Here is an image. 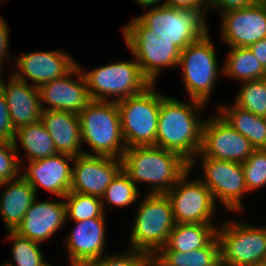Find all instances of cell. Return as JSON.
Instances as JSON below:
<instances>
[{
    "label": "cell",
    "mask_w": 266,
    "mask_h": 266,
    "mask_svg": "<svg viewBox=\"0 0 266 266\" xmlns=\"http://www.w3.org/2000/svg\"><path fill=\"white\" fill-rule=\"evenodd\" d=\"M87 266H152V257L148 253L129 248V251L123 254L105 253Z\"/></svg>",
    "instance_id": "cell-34"
},
{
    "label": "cell",
    "mask_w": 266,
    "mask_h": 266,
    "mask_svg": "<svg viewBox=\"0 0 266 266\" xmlns=\"http://www.w3.org/2000/svg\"><path fill=\"white\" fill-rule=\"evenodd\" d=\"M13 144L18 153V144L26 150L27 161H34L58 154L51 135L39 120L15 130Z\"/></svg>",
    "instance_id": "cell-27"
},
{
    "label": "cell",
    "mask_w": 266,
    "mask_h": 266,
    "mask_svg": "<svg viewBox=\"0 0 266 266\" xmlns=\"http://www.w3.org/2000/svg\"><path fill=\"white\" fill-rule=\"evenodd\" d=\"M154 87L155 84H151L143 92L117 102L127 148L156 146L160 104L166 95Z\"/></svg>",
    "instance_id": "cell-7"
},
{
    "label": "cell",
    "mask_w": 266,
    "mask_h": 266,
    "mask_svg": "<svg viewBox=\"0 0 266 266\" xmlns=\"http://www.w3.org/2000/svg\"><path fill=\"white\" fill-rule=\"evenodd\" d=\"M40 121L51 135L58 153L73 157L84 154L78 114L60 110H44Z\"/></svg>",
    "instance_id": "cell-22"
},
{
    "label": "cell",
    "mask_w": 266,
    "mask_h": 266,
    "mask_svg": "<svg viewBox=\"0 0 266 266\" xmlns=\"http://www.w3.org/2000/svg\"><path fill=\"white\" fill-rule=\"evenodd\" d=\"M67 221H83L91 218H105V211L100 197L69 192L64 198Z\"/></svg>",
    "instance_id": "cell-29"
},
{
    "label": "cell",
    "mask_w": 266,
    "mask_h": 266,
    "mask_svg": "<svg viewBox=\"0 0 266 266\" xmlns=\"http://www.w3.org/2000/svg\"><path fill=\"white\" fill-rule=\"evenodd\" d=\"M209 31L181 50L178 67H181L184 87L189 99L205 104L223 68L218 67L215 48Z\"/></svg>",
    "instance_id": "cell-9"
},
{
    "label": "cell",
    "mask_w": 266,
    "mask_h": 266,
    "mask_svg": "<svg viewBox=\"0 0 266 266\" xmlns=\"http://www.w3.org/2000/svg\"><path fill=\"white\" fill-rule=\"evenodd\" d=\"M75 157L56 154L50 157L28 161L20 176L27 181L38 195V187L49 191L56 198H64L71 189L72 166Z\"/></svg>",
    "instance_id": "cell-18"
},
{
    "label": "cell",
    "mask_w": 266,
    "mask_h": 266,
    "mask_svg": "<svg viewBox=\"0 0 266 266\" xmlns=\"http://www.w3.org/2000/svg\"><path fill=\"white\" fill-rule=\"evenodd\" d=\"M223 220L217 224L220 262L229 266H263L266 261V226Z\"/></svg>",
    "instance_id": "cell-8"
},
{
    "label": "cell",
    "mask_w": 266,
    "mask_h": 266,
    "mask_svg": "<svg viewBox=\"0 0 266 266\" xmlns=\"http://www.w3.org/2000/svg\"><path fill=\"white\" fill-rule=\"evenodd\" d=\"M65 239L70 266H87L105 255L106 218L77 221Z\"/></svg>",
    "instance_id": "cell-19"
},
{
    "label": "cell",
    "mask_w": 266,
    "mask_h": 266,
    "mask_svg": "<svg viewBox=\"0 0 266 266\" xmlns=\"http://www.w3.org/2000/svg\"><path fill=\"white\" fill-rule=\"evenodd\" d=\"M0 266H11V265H10V263L6 262V263H4V264H2Z\"/></svg>",
    "instance_id": "cell-43"
},
{
    "label": "cell",
    "mask_w": 266,
    "mask_h": 266,
    "mask_svg": "<svg viewBox=\"0 0 266 266\" xmlns=\"http://www.w3.org/2000/svg\"><path fill=\"white\" fill-rule=\"evenodd\" d=\"M209 4V12L211 9L219 10L220 13L229 10L242 9L246 6H252L260 0H207Z\"/></svg>",
    "instance_id": "cell-37"
},
{
    "label": "cell",
    "mask_w": 266,
    "mask_h": 266,
    "mask_svg": "<svg viewBox=\"0 0 266 266\" xmlns=\"http://www.w3.org/2000/svg\"><path fill=\"white\" fill-rule=\"evenodd\" d=\"M189 169L166 193L176 223H212L216 203L207 186L199 179L189 181Z\"/></svg>",
    "instance_id": "cell-11"
},
{
    "label": "cell",
    "mask_w": 266,
    "mask_h": 266,
    "mask_svg": "<svg viewBox=\"0 0 266 266\" xmlns=\"http://www.w3.org/2000/svg\"><path fill=\"white\" fill-rule=\"evenodd\" d=\"M0 75V88L5 96L13 128L36 123L41 118L42 108L37 87L16 79L12 73L5 85V79Z\"/></svg>",
    "instance_id": "cell-21"
},
{
    "label": "cell",
    "mask_w": 266,
    "mask_h": 266,
    "mask_svg": "<svg viewBox=\"0 0 266 266\" xmlns=\"http://www.w3.org/2000/svg\"><path fill=\"white\" fill-rule=\"evenodd\" d=\"M130 231V248L153 257L168 241L176 225L166 194H146L140 199Z\"/></svg>",
    "instance_id": "cell-5"
},
{
    "label": "cell",
    "mask_w": 266,
    "mask_h": 266,
    "mask_svg": "<svg viewBox=\"0 0 266 266\" xmlns=\"http://www.w3.org/2000/svg\"><path fill=\"white\" fill-rule=\"evenodd\" d=\"M221 38L230 47H249L266 38V0L222 13Z\"/></svg>",
    "instance_id": "cell-15"
},
{
    "label": "cell",
    "mask_w": 266,
    "mask_h": 266,
    "mask_svg": "<svg viewBox=\"0 0 266 266\" xmlns=\"http://www.w3.org/2000/svg\"><path fill=\"white\" fill-rule=\"evenodd\" d=\"M255 150L248 139L219 115L204 122L200 153L208 158L243 163Z\"/></svg>",
    "instance_id": "cell-12"
},
{
    "label": "cell",
    "mask_w": 266,
    "mask_h": 266,
    "mask_svg": "<svg viewBox=\"0 0 266 266\" xmlns=\"http://www.w3.org/2000/svg\"><path fill=\"white\" fill-rule=\"evenodd\" d=\"M143 75L155 84L162 68L178 67L181 50L162 36H123Z\"/></svg>",
    "instance_id": "cell-17"
},
{
    "label": "cell",
    "mask_w": 266,
    "mask_h": 266,
    "mask_svg": "<svg viewBox=\"0 0 266 266\" xmlns=\"http://www.w3.org/2000/svg\"><path fill=\"white\" fill-rule=\"evenodd\" d=\"M38 90L42 111L60 110L79 114L91 101L78 64L68 74L43 84Z\"/></svg>",
    "instance_id": "cell-16"
},
{
    "label": "cell",
    "mask_w": 266,
    "mask_h": 266,
    "mask_svg": "<svg viewBox=\"0 0 266 266\" xmlns=\"http://www.w3.org/2000/svg\"><path fill=\"white\" fill-rule=\"evenodd\" d=\"M8 239L12 242V260L8 261L11 266H44L47 262L38 242L18 235L15 231H7Z\"/></svg>",
    "instance_id": "cell-30"
},
{
    "label": "cell",
    "mask_w": 266,
    "mask_h": 266,
    "mask_svg": "<svg viewBox=\"0 0 266 266\" xmlns=\"http://www.w3.org/2000/svg\"><path fill=\"white\" fill-rule=\"evenodd\" d=\"M5 190L0 195V216L7 231H14L36 200L34 188L21 176L16 180L0 183Z\"/></svg>",
    "instance_id": "cell-23"
},
{
    "label": "cell",
    "mask_w": 266,
    "mask_h": 266,
    "mask_svg": "<svg viewBox=\"0 0 266 266\" xmlns=\"http://www.w3.org/2000/svg\"><path fill=\"white\" fill-rule=\"evenodd\" d=\"M217 108L227 124L248 139L255 149H266V117L254 115L234 103Z\"/></svg>",
    "instance_id": "cell-24"
},
{
    "label": "cell",
    "mask_w": 266,
    "mask_h": 266,
    "mask_svg": "<svg viewBox=\"0 0 266 266\" xmlns=\"http://www.w3.org/2000/svg\"><path fill=\"white\" fill-rule=\"evenodd\" d=\"M229 50L224 66H221L222 75L240 82L266 78V70L249 47H231Z\"/></svg>",
    "instance_id": "cell-28"
},
{
    "label": "cell",
    "mask_w": 266,
    "mask_h": 266,
    "mask_svg": "<svg viewBox=\"0 0 266 266\" xmlns=\"http://www.w3.org/2000/svg\"><path fill=\"white\" fill-rule=\"evenodd\" d=\"M248 192L266 186V149H255L242 163Z\"/></svg>",
    "instance_id": "cell-33"
},
{
    "label": "cell",
    "mask_w": 266,
    "mask_h": 266,
    "mask_svg": "<svg viewBox=\"0 0 266 266\" xmlns=\"http://www.w3.org/2000/svg\"><path fill=\"white\" fill-rule=\"evenodd\" d=\"M163 5L179 9H193L202 12L204 15L209 13L207 0H163Z\"/></svg>",
    "instance_id": "cell-38"
},
{
    "label": "cell",
    "mask_w": 266,
    "mask_h": 266,
    "mask_svg": "<svg viewBox=\"0 0 266 266\" xmlns=\"http://www.w3.org/2000/svg\"><path fill=\"white\" fill-rule=\"evenodd\" d=\"M9 27L7 21L0 16V71H2L3 62L6 61L8 55L9 44Z\"/></svg>",
    "instance_id": "cell-39"
},
{
    "label": "cell",
    "mask_w": 266,
    "mask_h": 266,
    "mask_svg": "<svg viewBox=\"0 0 266 266\" xmlns=\"http://www.w3.org/2000/svg\"><path fill=\"white\" fill-rule=\"evenodd\" d=\"M13 128L5 96L0 88V141H13Z\"/></svg>",
    "instance_id": "cell-36"
},
{
    "label": "cell",
    "mask_w": 266,
    "mask_h": 266,
    "mask_svg": "<svg viewBox=\"0 0 266 266\" xmlns=\"http://www.w3.org/2000/svg\"><path fill=\"white\" fill-rule=\"evenodd\" d=\"M206 17L193 9L161 5L132 18L123 27L122 36H162L183 50L208 32Z\"/></svg>",
    "instance_id": "cell-2"
},
{
    "label": "cell",
    "mask_w": 266,
    "mask_h": 266,
    "mask_svg": "<svg viewBox=\"0 0 266 266\" xmlns=\"http://www.w3.org/2000/svg\"><path fill=\"white\" fill-rule=\"evenodd\" d=\"M189 102L169 95L161 101L156 146L176 152L191 163L201 148L205 119L199 113L207 104L195 99Z\"/></svg>",
    "instance_id": "cell-1"
},
{
    "label": "cell",
    "mask_w": 266,
    "mask_h": 266,
    "mask_svg": "<svg viewBox=\"0 0 266 266\" xmlns=\"http://www.w3.org/2000/svg\"><path fill=\"white\" fill-rule=\"evenodd\" d=\"M135 2L137 3V5L139 4V6H142L146 9L163 5V0H135Z\"/></svg>",
    "instance_id": "cell-41"
},
{
    "label": "cell",
    "mask_w": 266,
    "mask_h": 266,
    "mask_svg": "<svg viewBox=\"0 0 266 266\" xmlns=\"http://www.w3.org/2000/svg\"><path fill=\"white\" fill-rule=\"evenodd\" d=\"M220 262V245L215 236L205 247L197 250L158 251L152 257V266H216Z\"/></svg>",
    "instance_id": "cell-26"
},
{
    "label": "cell",
    "mask_w": 266,
    "mask_h": 266,
    "mask_svg": "<svg viewBox=\"0 0 266 266\" xmlns=\"http://www.w3.org/2000/svg\"><path fill=\"white\" fill-rule=\"evenodd\" d=\"M216 266H229L227 264H222L221 262H219Z\"/></svg>",
    "instance_id": "cell-42"
},
{
    "label": "cell",
    "mask_w": 266,
    "mask_h": 266,
    "mask_svg": "<svg viewBox=\"0 0 266 266\" xmlns=\"http://www.w3.org/2000/svg\"><path fill=\"white\" fill-rule=\"evenodd\" d=\"M21 159L12 141H0V183L20 177Z\"/></svg>",
    "instance_id": "cell-35"
},
{
    "label": "cell",
    "mask_w": 266,
    "mask_h": 266,
    "mask_svg": "<svg viewBox=\"0 0 266 266\" xmlns=\"http://www.w3.org/2000/svg\"><path fill=\"white\" fill-rule=\"evenodd\" d=\"M66 222V205L63 198L57 202H38L36 198L14 231L24 238L42 244L54 236Z\"/></svg>",
    "instance_id": "cell-20"
},
{
    "label": "cell",
    "mask_w": 266,
    "mask_h": 266,
    "mask_svg": "<svg viewBox=\"0 0 266 266\" xmlns=\"http://www.w3.org/2000/svg\"><path fill=\"white\" fill-rule=\"evenodd\" d=\"M218 226L204 223H176L168 241L159 251L187 252L205 247L215 236Z\"/></svg>",
    "instance_id": "cell-25"
},
{
    "label": "cell",
    "mask_w": 266,
    "mask_h": 266,
    "mask_svg": "<svg viewBox=\"0 0 266 266\" xmlns=\"http://www.w3.org/2000/svg\"><path fill=\"white\" fill-rule=\"evenodd\" d=\"M81 72L85 77L91 100L118 102L143 92L151 82L143 75L140 65L134 60L113 61L110 64ZM110 96L114 97L110 99Z\"/></svg>",
    "instance_id": "cell-6"
},
{
    "label": "cell",
    "mask_w": 266,
    "mask_h": 266,
    "mask_svg": "<svg viewBox=\"0 0 266 266\" xmlns=\"http://www.w3.org/2000/svg\"><path fill=\"white\" fill-rule=\"evenodd\" d=\"M197 157L202 160L200 166L204 173V178L200 180L210 190L215 203L219 199L228 211L242 212V196L249 193L242 164L208 158L199 152L190 163L191 170L196 165Z\"/></svg>",
    "instance_id": "cell-10"
},
{
    "label": "cell",
    "mask_w": 266,
    "mask_h": 266,
    "mask_svg": "<svg viewBox=\"0 0 266 266\" xmlns=\"http://www.w3.org/2000/svg\"><path fill=\"white\" fill-rule=\"evenodd\" d=\"M249 49L253 55L260 61L263 68L266 70V38L259 40L258 42L251 44Z\"/></svg>",
    "instance_id": "cell-40"
},
{
    "label": "cell",
    "mask_w": 266,
    "mask_h": 266,
    "mask_svg": "<svg viewBox=\"0 0 266 266\" xmlns=\"http://www.w3.org/2000/svg\"><path fill=\"white\" fill-rule=\"evenodd\" d=\"M72 57L65 50L21 53L14 58L17 71L12 75L27 83L29 79L34 87L39 88L68 74L78 64Z\"/></svg>",
    "instance_id": "cell-13"
},
{
    "label": "cell",
    "mask_w": 266,
    "mask_h": 266,
    "mask_svg": "<svg viewBox=\"0 0 266 266\" xmlns=\"http://www.w3.org/2000/svg\"><path fill=\"white\" fill-rule=\"evenodd\" d=\"M121 159L132 183L150 184L148 194H166L190 169L180 154L155 145L126 148Z\"/></svg>",
    "instance_id": "cell-3"
},
{
    "label": "cell",
    "mask_w": 266,
    "mask_h": 266,
    "mask_svg": "<svg viewBox=\"0 0 266 266\" xmlns=\"http://www.w3.org/2000/svg\"><path fill=\"white\" fill-rule=\"evenodd\" d=\"M44 266H53V265H51V264H49V263H46Z\"/></svg>",
    "instance_id": "cell-44"
},
{
    "label": "cell",
    "mask_w": 266,
    "mask_h": 266,
    "mask_svg": "<svg viewBox=\"0 0 266 266\" xmlns=\"http://www.w3.org/2000/svg\"><path fill=\"white\" fill-rule=\"evenodd\" d=\"M72 166L70 191L101 198L122 170V159L83 154L75 157Z\"/></svg>",
    "instance_id": "cell-14"
},
{
    "label": "cell",
    "mask_w": 266,
    "mask_h": 266,
    "mask_svg": "<svg viewBox=\"0 0 266 266\" xmlns=\"http://www.w3.org/2000/svg\"><path fill=\"white\" fill-rule=\"evenodd\" d=\"M78 115L82 144L90 148L85 155L122 158L127 146L116 102L91 100Z\"/></svg>",
    "instance_id": "cell-4"
},
{
    "label": "cell",
    "mask_w": 266,
    "mask_h": 266,
    "mask_svg": "<svg viewBox=\"0 0 266 266\" xmlns=\"http://www.w3.org/2000/svg\"><path fill=\"white\" fill-rule=\"evenodd\" d=\"M234 104L254 115L266 117V78L242 82Z\"/></svg>",
    "instance_id": "cell-32"
},
{
    "label": "cell",
    "mask_w": 266,
    "mask_h": 266,
    "mask_svg": "<svg viewBox=\"0 0 266 266\" xmlns=\"http://www.w3.org/2000/svg\"><path fill=\"white\" fill-rule=\"evenodd\" d=\"M140 193L138 187L131 182L129 176L121 170L106 188L104 195L101 197L104 211L106 202L110 204V210H113L114 206L126 207L134 203Z\"/></svg>",
    "instance_id": "cell-31"
}]
</instances>
